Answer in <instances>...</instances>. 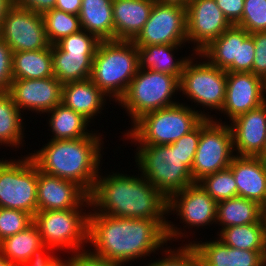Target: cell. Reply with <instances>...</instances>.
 <instances>
[{"label": "cell", "mask_w": 266, "mask_h": 266, "mask_svg": "<svg viewBox=\"0 0 266 266\" xmlns=\"http://www.w3.org/2000/svg\"><path fill=\"white\" fill-rule=\"evenodd\" d=\"M100 173L89 195L91 207L97 213L119 218L157 220L166 228L169 244L182 237L189 238L187 233L191 234V231L182 230V227L180 229L166 219L168 200L139 171L137 177L124 172H110L104 176Z\"/></svg>", "instance_id": "cell-1"}, {"label": "cell", "mask_w": 266, "mask_h": 266, "mask_svg": "<svg viewBox=\"0 0 266 266\" xmlns=\"http://www.w3.org/2000/svg\"><path fill=\"white\" fill-rule=\"evenodd\" d=\"M167 243L166 228L157 220L113 217L90 207L88 244L94 249H88L95 255L126 266L161 252Z\"/></svg>", "instance_id": "cell-2"}, {"label": "cell", "mask_w": 266, "mask_h": 266, "mask_svg": "<svg viewBox=\"0 0 266 266\" xmlns=\"http://www.w3.org/2000/svg\"><path fill=\"white\" fill-rule=\"evenodd\" d=\"M97 132L75 140H49L29 155L40 171L75 182L90 195L103 164L104 135Z\"/></svg>", "instance_id": "cell-3"}, {"label": "cell", "mask_w": 266, "mask_h": 266, "mask_svg": "<svg viewBox=\"0 0 266 266\" xmlns=\"http://www.w3.org/2000/svg\"><path fill=\"white\" fill-rule=\"evenodd\" d=\"M187 103L148 112L137 119L124 139L136 145H169L193 130L203 119H213V115ZM127 132V133H126Z\"/></svg>", "instance_id": "cell-4"}, {"label": "cell", "mask_w": 266, "mask_h": 266, "mask_svg": "<svg viewBox=\"0 0 266 266\" xmlns=\"http://www.w3.org/2000/svg\"><path fill=\"white\" fill-rule=\"evenodd\" d=\"M138 70V50L133 41L101 40L93 59L90 79L117 103Z\"/></svg>", "instance_id": "cell-5"}, {"label": "cell", "mask_w": 266, "mask_h": 266, "mask_svg": "<svg viewBox=\"0 0 266 266\" xmlns=\"http://www.w3.org/2000/svg\"><path fill=\"white\" fill-rule=\"evenodd\" d=\"M136 148L135 165L140 174L167 200L194 183L176 145H137Z\"/></svg>", "instance_id": "cell-6"}, {"label": "cell", "mask_w": 266, "mask_h": 266, "mask_svg": "<svg viewBox=\"0 0 266 266\" xmlns=\"http://www.w3.org/2000/svg\"><path fill=\"white\" fill-rule=\"evenodd\" d=\"M178 92L180 87L177 77L158 71L139 69L117 103L125 109L133 124L148 112L178 104L179 101L177 102V98L174 97Z\"/></svg>", "instance_id": "cell-7"}, {"label": "cell", "mask_w": 266, "mask_h": 266, "mask_svg": "<svg viewBox=\"0 0 266 266\" xmlns=\"http://www.w3.org/2000/svg\"><path fill=\"white\" fill-rule=\"evenodd\" d=\"M88 211L87 208L37 211L33 223L45 245L70 254L88 246Z\"/></svg>", "instance_id": "cell-8"}, {"label": "cell", "mask_w": 266, "mask_h": 266, "mask_svg": "<svg viewBox=\"0 0 266 266\" xmlns=\"http://www.w3.org/2000/svg\"><path fill=\"white\" fill-rule=\"evenodd\" d=\"M191 56L185 63L179 80L180 92L192 103H197L196 107L200 105L206 111L216 109L215 112L220 113L225 100L227 71L206 61L200 53L192 52Z\"/></svg>", "instance_id": "cell-9"}, {"label": "cell", "mask_w": 266, "mask_h": 266, "mask_svg": "<svg viewBox=\"0 0 266 266\" xmlns=\"http://www.w3.org/2000/svg\"><path fill=\"white\" fill-rule=\"evenodd\" d=\"M20 158L0 159V207L33 217L38 211L37 165L29 154Z\"/></svg>", "instance_id": "cell-10"}, {"label": "cell", "mask_w": 266, "mask_h": 266, "mask_svg": "<svg viewBox=\"0 0 266 266\" xmlns=\"http://www.w3.org/2000/svg\"><path fill=\"white\" fill-rule=\"evenodd\" d=\"M217 119L214 116L200 122V138L191 168L194 183L228 168L236 156L229 122Z\"/></svg>", "instance_id": "cell-11"}, {"label": "cell", "mask_w": 266, "mask_h": 266, "mask_svg": "<svg viewBox=\"0 0 266 266\" xmlns=\"http://www.w3.org/2000/svg\"><path fill=\"white\" fill-rule=\"evenodd\" d=\"M186 6L170 0H156L141 32L133 40L138 46L187 44Z\"/></svg>", "instance_id": "cell-12"}, {"label": "cell", "mask_w": 266, "mask_h": 266, "mask_svg": "<svg viewBox=\"0 0 266 266\" xmlns=\"http://www.w3.org/2000/svg\"><path fill=\"white\" fill-rule=\"evenodd\" d=\"M0 37L12 52L42 50L50 46L42 15L15 4L5 15Z\"/></svg>", "instance_id": "cell-13"}, {"label": "cell", "mask_w": 266, "mask_h": 266, "mask_svg": "<svg viewBox=\"0 0 266 266\" xmlns=\"http://www.w3.org/2000/svg\"><path fill=\"white\" fill-rule=\"evenodd\" d=\"M186 6L187 42L199 53L218 38L232 24L224 16L215 0H191Z\"/></svg>", "instance_id": "cell-14"}, {"label": "cell", "mask_w": 266, "mask_h": 266, "mask_svg": "<svg viewBox=\"0 0 266 266\" xmlns=\"http://www.w3.org/2000/svg\"><path fill=\"white\" fill-rule=\"evenodd\" d=\"M167 212L168 215L176 214V218L186 224H183L184 228L203 229L204 226L216 224L217 202L199 183H193L168 199Z\"/></svg>", "instance_id": "cell-15"}, {"label": "cell", "mask_w": 266, "mask_h": 266, "mask_svg": "<svg viewBox=\"0 0 266 266\" xmlns=\"http://www.w3.org/2000/svg\"><path fill=\"white\" fill-rule=\"evenodd\" d=\"M63 84L54 76L43 79H13L8 93L24 114H46L62 103ZM26 110V111H25Z\"/></svg>", "instance_id": "cell-16"}, {"label": "cell", "mask_w": 266, "mask_h": 266, "mask_svg": "<svg viewBox=\"0 0 266 266\" xmlns=\"http://www.w3.org/2000/svg\"><path fill=\"white\" fill-rule=\"evenodd\" d=\"M266 102V82L252 72H227L226 93L221 114L229 122Z\"/></svg>", "instance_id": "cell-17"}, {"label": "cell", "mask_w": 266, "mask_h": 266, "mask_svg": "<svg viewBox=\"0 0 266 266\" xmlns=\"http://www.w3.org/2000/svg\"><path fill=\"white\" fill-rule=\"evenodd\" d=\"M38 211L91 207L89 195L75 182L40 171L37 167Z\"/></svg>", "instance_id": "cell-18"}, {"label": "cell", "mask_w": 266, "mask_h": 266, "mask_svg": "<svg viewBox=\"0 0 266 266\" xmlns=\"http://www.w3.org/2000/svg\"><path fill=\"white\" fill-rule=\"evenodd\" d=\"M229 126L235 155L256 157L266 139V102L236 117Z\"/></svg>", "instance_id": "cell-19"}, {"label": "cell", "mask_w": 266, "mask_h": 266, "mask_svg": "<svg viewBox=\"0 0 266 266\" xmlns=\"http://www.w3.org/2000/svg\"><path fill=\"white\" fill-rule=\"evenodd\" d=\"M199 258V266H266L265 251L240 250L225 245L217 237L202 242L189 241Z\"/></svg>", "instance_id": "cell-20"}, {"label": "cell", "mask_w": 266, "mask_h": 266, "mask_svg": "<svg viewBox=\"0 0 266 266\" xmlns=\"http://www.w3.org/2000/svg\"><path fill=\"white\" fill-rule=\"evenodd\" d=\"M238 196L257 202L266 210V172L260 158L235 156L230 163Z\"/></svg>", "instance_id": "cell-21"}, {"label": "cell", "mask_w": 266, "mask_h": 266, "mask_svg": "<svg viewBox=\"0 0 266 266\" xmlns=\"http://www.w3.org/2000/svg\"><path fill=\"white\" fill-rule=\"evenodd\" d=\"M156 0H113L114 40L133 41L143 29Z\"/></svg>", "instance_id": "cell-22"}, {"label": "cell", "mask_w": 266, "mask_h": 266, "mask_svg": "<svg viewBox=\"0 0 266 266\" xmlns=\"http://www.w3.org/2000/svg\"><path fill=\"white\" fill-rule=\"evenodd\" d=\"M106 100L111 99H108L90 78L63 84L62 104L81 114L90 123L96 119L95 116L102 113L107 104Z\"/></svg>", "instance_id": "cell-23"}, {"label": "cell", "mask_w": 266, "mask_h": 266, "mask_svg": "<svg viewBox=\"0 0 266 266\" xmlns=\"http://www.w3.org/2000/svg\"><path fill=\"white\" fill-rule=\"evenodd\" d=\"M187 44H160L138 46L139 69H148L181 78L183 68L189 56L176 58L177 50ZM175 50V51H174ZM176 58V59H175Z\"/></svg>", "instance_id": "cell-24"}, {"label": "cell", "mask_w": 266, "mask_h": 266, "mask_svg": "<svg viewBox=\"0 0 266 266\" xmlns=\"http://www.w3.org/2000/svg\"><path fill=\"white\" fill-rule=\"evenodd\" d=\"M266 216V210L257 202L243 197H233L217 202L216 226L219 233L230 226L259 223ZM218 224V225H217Z\"/></svg>", "instance_id": "cell-25"}, {"label": "cell", "mask_w": 266, "mask_h": 266, "mask_svg": "<svg viewBox=\"0 0 266 266\" xmlns=\"http://www.w3.org/2000/svg\"><path fill=\"white\" fill-rule=\"evenodd\" d=\"M95 53L62 51L52 45V65L54 77L62 84L87 80L91 77Z\"/></svg>", "instance_id": "cell-26"}, {"label": "cell", "mask_w": 266, "mask_h": 266, "mask_svg": "<svg viewBox=\"0 0 266 266\" xmlns=\"http://www.w3.org/2000/svg\"><path fill=\"white\" fill-rule=\"evenodd\" d=\"M113 0H81V28L100 40H114Z\"/></svg>", "instance_id": "cell-27"}, {"label": "cell", "mask_w": 266, "mask_h": 266, "mask_svg": "<svg viewBox=\"0 0 266 266\" xmlns=\"http://www.w3.org/2000/svg\"><path fill=\"white\" fill-rule=\"evenodd\" d=\"M46 114L49 117V129L53 134L50 140H75L90 136L94 132L87 129L91 123L86 118L62 103Z\"/></svg>", "instance_id": "cell-28"}, {"label": "cell", "mask_w": 266, "mask_h": 266, "mask_svg": "<svg viewBox=\"0 0 266 266\" xmlns=\"http://www.w3.org/2000/svg\"><path fill=\"white\" fill-rule=\"evenodd\" d=\"M13 79H43L54 76L52 45L35 51L12 52Z\"/></svg>", "instance_id": "cell-29"}, {"label": "cell", "mask_w": 266, "mask_h": 266, "mask_svg": "<svg viewBox=\"0 0 266 266\" xmlns=\"http://www.w3.org/2000/svg\"><path fill=\"white\" fill-rule=\"evenodd\" d=\"M217 236L225 245L232 248L265 251L266 216L259 223L226 227Z\"/></svg>", "instance_id": "cell-30"}, {"label": "cell", "mask_w": 266, "mask_h": 266, "mask_svg": "<svg viewBox=\"0 0 266 266\" xmlns=\"http://www.w3.org/2000/svg\"><path fill=\"white\" fill-rule=\"evenodd\" d=\"M22 115L11 95L8 92L0 93V146L23 147L26 126L24 128L25 118Z\"/></svg>", "instance_id": "cell-31"}, {"label": "cell", "mask_w": 266, "mask_h": 266, "mask_svg": "<svg viewBox=\"0 0 266 266\" xmlns=\"http://www.w3.org/2000/svg\"><path fill=\"white\" fill-rule=\"evenodd\" d=\"M44 245L37 226L32 223L25 230L0 241V252L14 266L28 261L32 253Z\"/></svg>", "instance_id": "cell-32"}, {"label": "cell", "mask_w": 266, "mask_h": 266, "mask_svg": "<svg viewBox=\"0 0 266 266\" xmlns=\"http://www.w3.org/2000/svg\"><path fill=\"white\" fill-rule=\"evenodd\" d=\"M238 26L232 25L199 53L212 65L227 71L237 60Z\"/></svg>", "instance_id": "cell-33"}, {"label": "cell", "mask_w": 266, "mask_h": 266, "mask_svg": "<svg viewBox=\"0 0 266 266\" xmlns=\"http://www.w3.org/2000/svg\"><path fill=\"white\" fill-rule=\"evenodd\" d=\"M44 27L50 45L62 38L80 31L81 23L78 15L54 8L42 14Z\"/></svg>", "instance_id": "cell-34"}, {"label": "cell", "mask_w": 266, "mask_h": 266, "mask_svg": "<svg viewBox=\"0 0 266 266\" xmlns=\"http://www.w3.org/2000/svg\"><path fill=\"white\" fill-rule=\"evenodd\" d=\"M198 183L216 202L238 196L236 181L230 167L208 175Z\"/></svg>", "instance_id": "cell-35"}, {"label": "cell", "mask_w": 266, "mask_h": 266, "mask_svg": "<svg viewBox=\"0 0 266 266\" xmlns=\"http://www.w3.org/2000/svg\"><path fill=\"white\" fill-rule=\"evenodd\" d=\"M185 240L180 243L179 248L166 246L162 249V258L145 264L144 266H199V258L196 251L190 244H186ZM171 247V248H170ZM173 248V249H172ZM164 253V254H163Z\"/></svg>", "instance_id": "cell-36"}, {"label": "cell", "mask_w": 266, "mask_h": 266, "mask_svg": "<svg viewBox=\"0 0 266 266\" xmlns=\"http://www.w3.org/2000/svg\"><path fill=\"white\" fill-rule=\"evenodd\" d=\"M236 26L250 34L266 31V0H244L242 18Z\"/></svg>", "instance_id": "cell-37"}, {"label": "cell", "mask_w": 266, "mask_h": 266, "mask_svg": "<svg viewBox=\"0 0 266 266\" xmlns=\"http://www.w3.org/2000/svg\"><path fill=\"white\" fill-rule=\"evenodd\" d=\"M33 223V217L24 211L0 207V241L17 234Z\"/></svg>", "instance_id": "cell-38"}, {"label": "cell", "mask_w": 266, "mask_h": 266, "mask_svg": "<svg viewBox=\"0 0 266 266\" xmlns=\"http://www.w3.org/2000/svg\"><path fill=\"white\" fill-rule=\"evenodd\" d=\"M254 51V41L250 33L238 27L237 60H234L227 72H252Z\"/></svg>", "instance_id": "cell-39"}, {"label": "cell", "mask_w": 266, "mask_h": 266, "mask_svg": "<svg viewBox=\"0 0 266 266\" xmlns=\"http://www.w3.org/2000/svg\"><path fill=\"white\" fill-rule=\"evenodd\" d=\"M101 40L83 29L62 38L56 45L65 52L96 53Z\"/></svg>", "instance_id": "cell-40"}, {"label": "cell", "mask_w": 266, "mask_h": 266, "mask_svg": "<svg viewBox=\"0 0 266 266\" xmlns=\"http://www.w3.org/2000/svg\"><path fill=\"white\" fill-rule=\"evenodd\" d=\"M200 138V123L189 133L182 136L173 144L177 146L179 154L185 164L190 170L197 150L198 142Z\"/></svg>", "instance_id": "cell-41"}, {"label": "cell", "mask_w": 266, "mask_h": 266, "mask_svg": "<svg viewBox=\"0 0 266 266\" xmlns=\"http://www.w3.org/2000/svg\"><path fill=\"white\" fill-rule=\"evenodd\" d=\"M254 41L252 73L266 82V31L250 34Z\"/></svg>", "instance_id": "cell-42"}, {"label": "cell", "mask_w": 266, "mask_h": 266, "mask_svg": "<svg viewBox=\"0 0 266 266\" xmlns=\"http://www.w3.org/2000/svg\"><path fill=\"white\" fill-rule=\"evenodd\" d=\"M12 80V50L0 37V93L9 91Z\"/></svg>", "instance_id": "cell-43"}, {"label": "cell", "mask_w": 266, "mask_h": 266, "mask_svg": "<svg viewBox=\"0 0 266 266\" xmlns=\"http://www.w3.org/2000/svg\"><path fill=\"white\" fill-rule=\"evenodd\" d=\"M70 255V257H67L69 266H122L95 255L89 249L73 252L72 254L70 253Z\"/></svg>", "instance_id": "cell-44"}, {"label": "cell", "mask_w": 266, "mask_h": 266, "mask_svg": "<svg viewBox=\"0 0 266 266\" xmlns=\"http://www.w3.org/2000/svg\"><path fill=\"white\" fill-rule=\"evenodd\" d=\"M60 257L61 255L58 257L55 249L44 244L42 247L36 249L29 260L21 266H52Z\"/></svg>", "instance_id": "cell-45"}, {"label": "cell", "mask_w": 266, "mask_h": 266, "mask_svg": "<svg viewBox=\"0 0 266 266\" xmlns=\"http://www.w3.org/2000/svg\"><path fill=\"white\" fill-rule=\"evenodd\" d=\"M215 2L232 25L241 20L244 0H215Z\"/></svg>", "instance_id": "cell-46"}, {"label": "cell", "mask_w": 266, "mask_h": 266, "mask_svg": "<svg viewBox=\"0 0 266 266\" xmlns=\"http://www.w3.org/2000/svg\"><path fill=\"white\" fill-rule=\"evenodd\" d=\"M13 4L42 15L55 8L56 0H13Z\"/></svg>", "instance_id": "cell-47"}, {"label": "cell", "mask_w": 266, "mask_h": 266, "mask_svg": "<svg viewBox=\"0 0 266 266\" xmlns=\"http://www.w3.org/2000/svg\"><path fill=\"white\" fill-rule=\"evenodd\" d=\"M55 8L67 13L79 15L81 0H56Z\"/></svg>", "instance_id": "cell-48"}, {"label": "cell", "mask_w": 266, "mask_h": 266, "mask_svg": "<svg viewBox=\"0 0 266 266\" xmlns=\"http://www.w3.org/2000/svg\"><path fill=\"white\" fill-rule=\"evenodd\" d=\"M13 5V0H0V29L9 8Z\"/></svg>", "instance_id": "cell-49"}, {"label": "cell", "mask_w": 266, "mask_h": 266, "mask_svg": "<svg viewBox=\"0 0 266 266\" xmlns=\"http://www.w3.org/2000/svg\"><path fill=\"white\" fill-rule=\"evenodd\" d=\"M62 259L63 258L60 257L52 266H69L68 261L66 260L67 257L63 260Z\"/></svg>", "instance_id": "cell-50"}, {"label": "cell", "mask_w": 266, "mask_h": 266, "mask_svg": "<svg viewBox=\"0 0 266 266\" xmlns=\"http://www.w3.org/2000/svg\"><path fill=\"white\" fill-rule=\"evenodd\" d=\"M0 266H14L8 262V260L0 252Z\"/></svg>", "instance_id": "cell-51"}, {"label": "cell", "mask_w": 266, "mask_h": 266, "mask_svg": "<svg viewBox=\"0 0 266 266\" xmlns=\"http://www.w3.org/2000/svg\"><path fill=\"white\" fill-rule=\"evenodd\" d=\"M257 156H266V139L261 152Z\"/></svg>", "instance_id": "cell-52"}, {"label": "cell", "mask_w": 266, "mask_h": 266, "mask_svg": "<svg viewBox=\"0 0 266 266\" xmlns=\"http://www.w3.org/2000/svg\"><path fill=\"white\" fill-rule=\"evenodd\" d=\"M256 157L261 159L263 166H264V169H265V172H266V156H256Z\"/></svg>", "instance_id": "cell-53"}, {"label": "cell", "mask_w": 266, "mask_h": 266, "mask_svg": "<svg viewBox=\"0 0 266 266\" xmlns=\"http://www.w3.org/2000/svg\"><path fill=\"white\" fill-rule=\"evenodd\" d=\"M170 1H176V2H181V3L186 4V3H188L191 0H170Z\"/></svg>", "instance_id": "cell-54"}, {"label": "cell", "mask_w": 266, "mask_h": 266, "mask_svg": "<svg viewBox=\"0 0 266 266\" xmlns=\"http://www.w3.org/2000/svg\"><path fill=\"white\" fill-rule=\"evenodd\" d=\"M264 261H265V265H266V243H265V255H264Z\"/></svg>", "instance_id": "cell-55"}]
</instances>
